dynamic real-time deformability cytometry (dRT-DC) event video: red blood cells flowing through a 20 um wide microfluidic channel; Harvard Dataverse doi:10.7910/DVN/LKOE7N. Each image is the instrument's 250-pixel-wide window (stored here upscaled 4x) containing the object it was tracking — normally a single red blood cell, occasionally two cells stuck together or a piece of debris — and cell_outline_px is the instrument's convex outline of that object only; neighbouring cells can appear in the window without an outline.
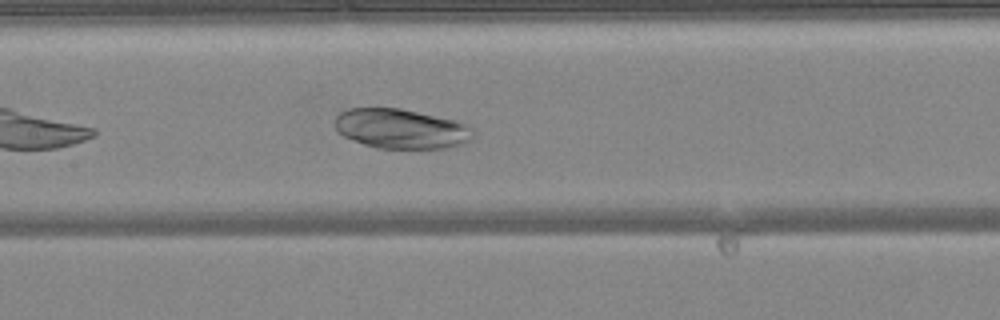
{"species": "common noctule bat (a hibernating species)", "species_latin": "Nyctalus noctula", "temperature_condition": "warm", "stored_images_in_passage": 35, "camera_frame_rate_fps": 3000, "um_per_image_px": 0.085, "animal": {"sex": "female", "body_mass_g": 24.6, "forearm_length_mm": 56.2}, "frame": {"image": 1, "passage_image": 10, "time_ms": 3.0, "image_size_px": [1000, 320], "cell_outline_px": [[472, 136], [468, 140], [448, 148], [376, 148], [364, 144], [344, 136], [336, 128], [336, 116], [340, 112], [348, 108], [400, 108], [456, 120], [468, 124], [472, 128]], "centroid_in_image_um": [34.09, 10.93], "position_along_channel_um": 173.3, "area_um2": 31.73}}
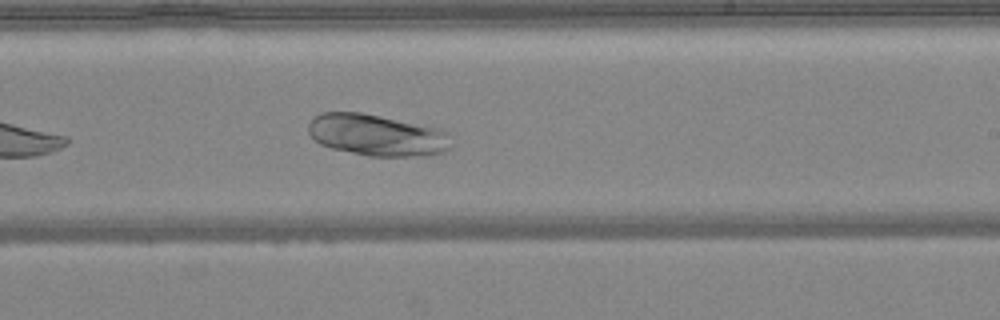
{"frame": {"image": 2, "passage_image": 16, "time_ms": 5.0, "image_size_px": [1000, 320], "cell_outline_px": [[452, 144], [444, 152], [428, 156], [368, 156], [332, 148], [320, 144], [308, 132], [308, 124], [312, 116], [320, 112], [360, 112], [440, 128], [448, 132]], "centroid_in_image_um": [32.04, 11.48], "position_along_channel_um": 257.0, "area_um2": 34.85}}
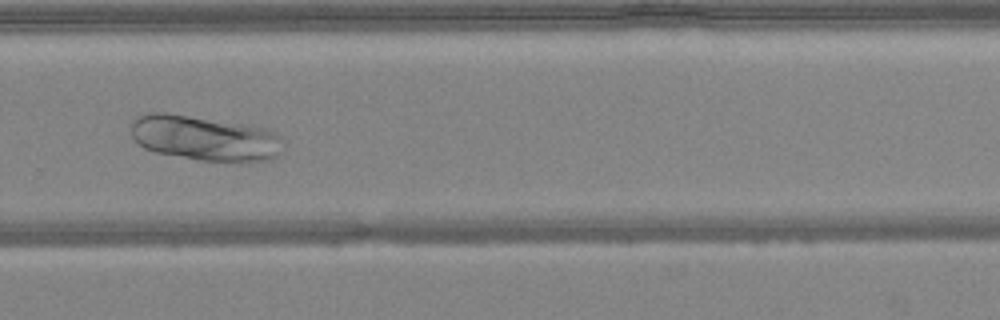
{"frame": {"image": 3, "passage_image": 20, "time_ms": 6.333, "image_size_px": [1000, 320], "cell_outline_px": [[284, 144], [280, 156], [268, 160], [196, 160], [156, 152], [144, 148], [132, 136], [132, 120], [136, 116], [148, 112], [164, 112], [240, 124], [260, 128], [272, 132]], "centroid_in_image_um": [17.33, 11.74], "position_along_channel_um": 312.5, "area_um2": 39.19}}